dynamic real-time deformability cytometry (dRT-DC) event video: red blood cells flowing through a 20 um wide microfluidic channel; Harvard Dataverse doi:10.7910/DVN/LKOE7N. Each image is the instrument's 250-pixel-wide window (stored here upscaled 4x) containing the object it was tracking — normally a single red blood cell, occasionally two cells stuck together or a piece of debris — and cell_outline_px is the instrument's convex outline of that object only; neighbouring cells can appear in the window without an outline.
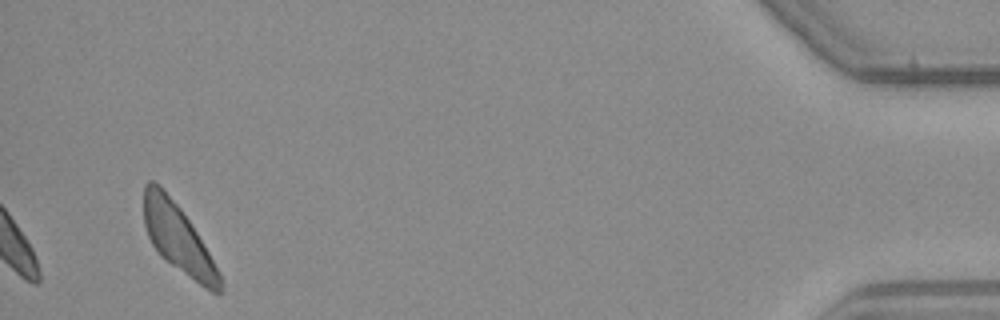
{"species": "common noctule bat (a hibernating species)", "species_latin": "Nyctalus noctula", "temperature_condition": "warm", "stored_images_in_passage": 39, "camera_frame_rate_fps": 3000, "um_per_image_px": 0.085, "animal": {"sex": "male", "body_mass_g": 23.1, "forearm_length_mm": 52.7}, "frame": {"image": 1, "passage_image": 39, "time_ms": 12.667, "image_size_px": [1000, 320], "cell_outline_px": [[224, 288], [220, 292], [212, 292], [204, 288], [164, 260], [160, 256], [152, 244], [148, 236], [144, 224], [144, 184], [148, 180], [152, 180], [160, 184], [180, 208], [196, 232], [220, 272], [224, 284]], "centroid_in_image_um": [15.13, 20.29], "position_along_channel_um": 420.1, "area_um2": 30.23}}